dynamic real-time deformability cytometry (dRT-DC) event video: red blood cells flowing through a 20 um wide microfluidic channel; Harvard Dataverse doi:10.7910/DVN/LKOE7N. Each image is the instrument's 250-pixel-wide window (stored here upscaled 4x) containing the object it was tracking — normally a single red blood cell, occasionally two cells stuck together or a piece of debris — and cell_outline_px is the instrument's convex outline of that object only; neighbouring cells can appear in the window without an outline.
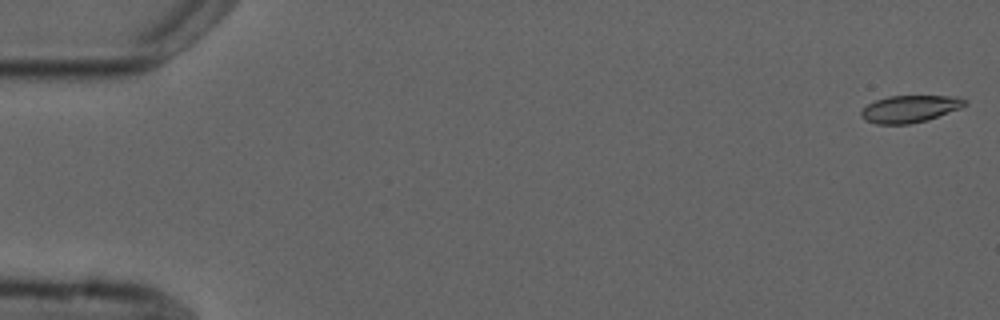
{"species": "common noctule bat (a hibernating species)", "species_latin": "Nyctalus noctula", "temperature_condition": "cold", "stored_images_in_passage": 5, "camera_frame_rate_fps": 3000, "um_per_image_px": 0.085, "animal": {"sex": "male", "forearm_length_mm": 52.5}, "frame": {"image": 1, "passage_image": 1, "time_ms": 0.0, "image_size_px": [1000, 320], "cell_outline_px": [[968, 104], [960, 108], [928, 120], [908, 124], [876, 124], [864, 120], [860, 116], [860, 112], [868, 104], [876, 100], [888, 96], [956, 96], [968, 100]], "centroid_in_image_um": [77.34, 9.25], "position_along_channel_um": 7.7, "area_um2": 16.47}}
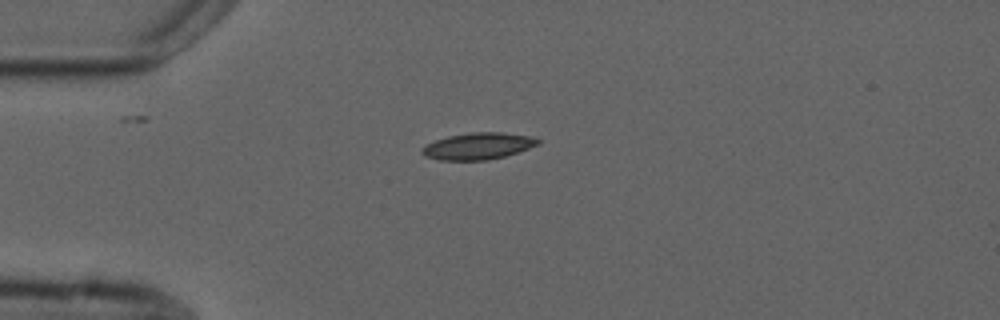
{"frame": {"image": 2, "passage_image": 4, "time_ms": 4.333, "image_size_px": [1000, 320], "cell_outline_px": [[540, 144], [504, 156], [488, 160], [440, 160], [424, 156], [420, 152], [420, 148], [436, 140], [448, 136], [468, 132], [504, 132], [532, 136], [540, 140]], "centroid_in_image_um": [40.63, 12.41], "position_along_channel_um": 44.4, "area_um2": 18.09}}